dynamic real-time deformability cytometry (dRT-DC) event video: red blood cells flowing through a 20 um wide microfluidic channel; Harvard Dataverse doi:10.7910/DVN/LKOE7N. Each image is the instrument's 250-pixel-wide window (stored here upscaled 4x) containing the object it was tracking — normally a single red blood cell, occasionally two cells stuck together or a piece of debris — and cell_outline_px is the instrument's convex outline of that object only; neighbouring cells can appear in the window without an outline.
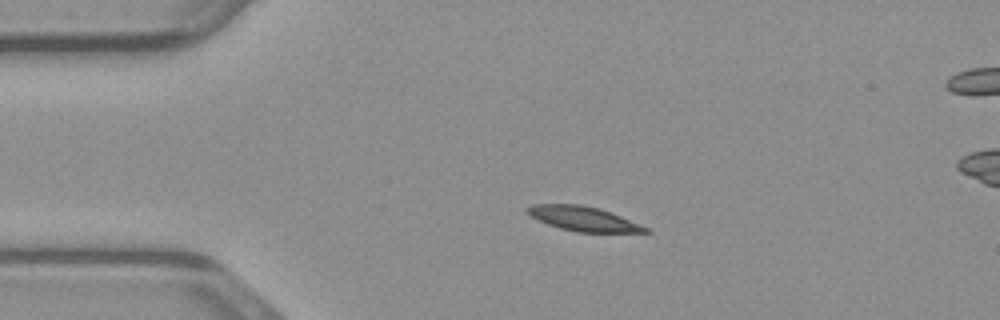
{"species": "common noctule bat (a hibernating species)", "species_latin": "Nyctalus noctula", "temperature_condition": "warm", "stored_images_in_passage": 40, "camera_frame_rate_fps": 3000, "um_per_image_px": 0.085, "animal": {"sex": "male", "body_mass_g": 23.1, "forearm_length_mm": 52.7}, "frame": {"image": 1, "passage_image": 1, "time_ms": 0.0, "image_size_px": [1000, 320], "cell_outline_px": [[652, 232], [576, 232], [560, 228], [548, 224], [532, 216], [524, 208], [532, 204], [580, 204], [596, 208], [620, 216], [640, 224], [648, 228]], "centroid_in_image_um": [49.57, 18.59], "position_along_channel_um": 35.4, "area_um2": 16.53}}
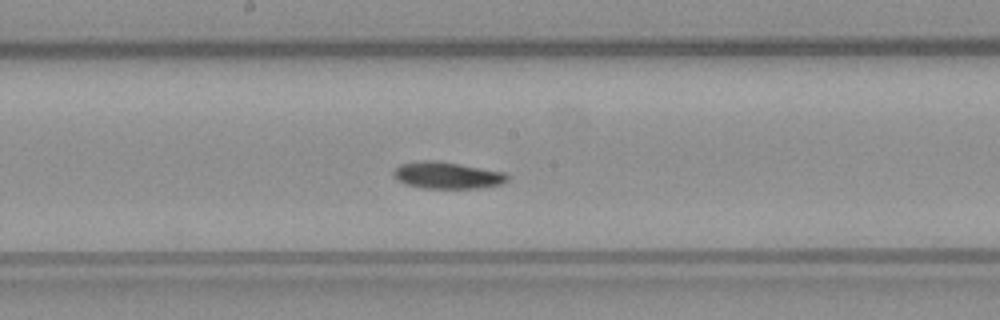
{"frame": {"image": 2, "passage_image": 16, "time_ms": 5.0, "image_size_px": [1000, 320], "cell_outline_px": [[508, 180], [500, 184], [480, 188], [424, 188], [408, 184], [396, 180], [392, 176], [392, 172], [400, 164], [424, 160], [432, 160], [504, 172], [508, 176]], "centroid_in_image_um": [37.97, 14.91], "position_along_channel_um": 210.2, "area_um2": 17.46}}
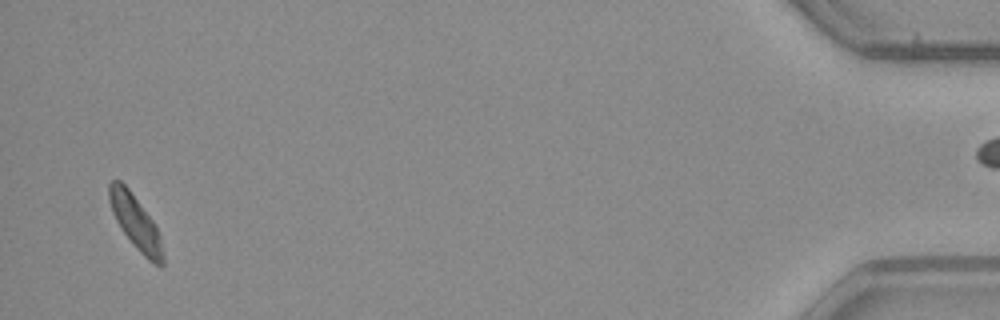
{"frame": {"image": 3, "passage_image": 38, "time_ms": 12.333, "image_size_px": [1000, 320], "cell_outline_px": [[164, 264], [160, 268], [148, 260], [136, 248], [120, 228], [112, 212], [108, 200], [108, 184], [112, 180], [120, 180], [128, 188], [152, 220], [160, 236], [164, 256]], "centroid_in_image_um": [11.51, 18.92], "position_along_channel_um": 423.7, "area_um2": 16.82}}